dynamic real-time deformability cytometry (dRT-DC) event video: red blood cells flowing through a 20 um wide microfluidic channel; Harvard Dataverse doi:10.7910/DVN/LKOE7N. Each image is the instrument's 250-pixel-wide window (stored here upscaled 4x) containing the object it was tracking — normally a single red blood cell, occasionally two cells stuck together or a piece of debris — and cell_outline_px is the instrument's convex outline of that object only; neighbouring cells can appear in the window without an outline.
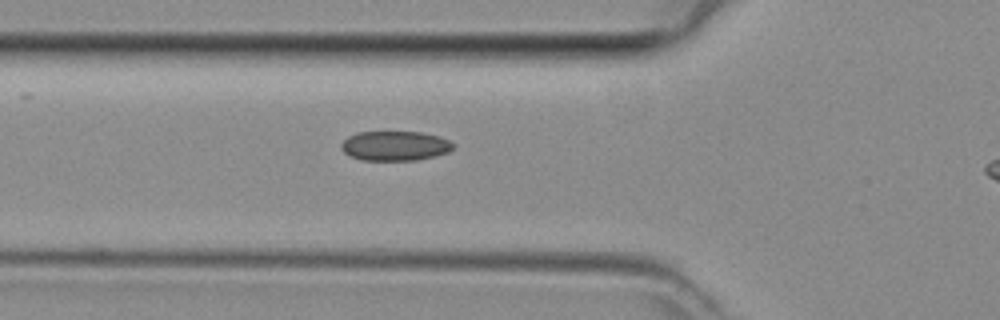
{"species": "common noctule bat (a hibernating species)", "species_latin": "Nyctalus noctula", "temperature_condition": "room temperature", "stored_images_in_passage": 28, "camera_frame_rate_fps": 3000, "um_per_image_px": 0.085, "animal": {"sex": "female", "body_mass_g": 29.2, "forearm_length_mm": 56.3}, "frame": {"image": 1, "passage_image": 2, "time_ms": 0.333, "image_size_px": [1000, 320], "cell_outline_px": [[456, 144], [448, 152], [416, 160], [360, 160], [348, 156], [340, 148], [340, 144], [348, 136], [356, 132], [424, 132], [440, 136]], "centroid_in_image_um": [33.54, 12.39], "position_along_channel_um": 92.3, "area_um2": 19.48}}
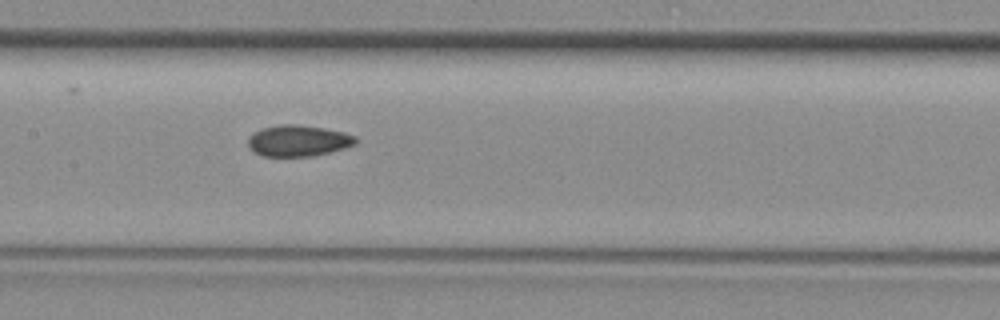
{"frame": {"image": 2, "passage_image": 8, "time_ms": 2.333, "image_size_px": [1000, 320], "cell_outline_px": [[356, 144], [344, 148], [328, 152], [308, 156], [264, 156], [256, 152], [248, 144], [248, 140], [256, 132], [264, 128], [280, 124], [296, 124], [344, 132], [356, 136]], "centroid_in_image_um": [25.38, 11.96], "position_along_channel_um": 182.0, "area_um2": 19.02}}
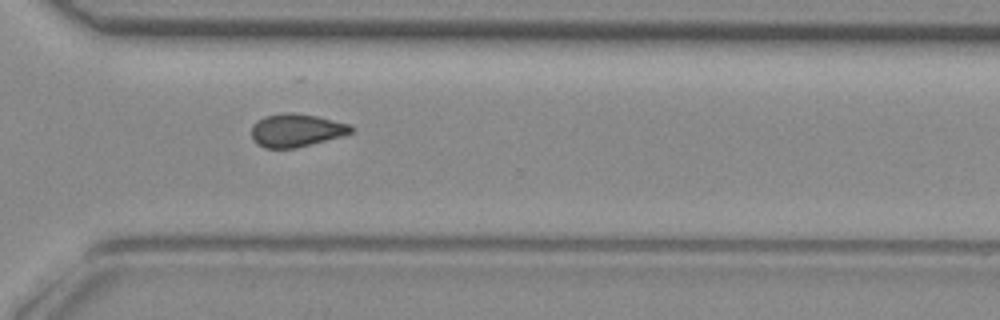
{"frame": {"image": 3, "passage_image": 19, "time_ms": 6.0, "image_size_px": [1000, 320], "cell_outline_px": [[352, 132], [340, 136], [296, 148], [264, 148], [256, 144], [252, 140], [252, 124], [256, 120], [264, 116], [284, 112], [292, 112], [316, 116], [348, 124], [352, 128]], "centroid_in_image_um": [25.09, 11.07], "position_along_channel_um": 345.5, "area_um2": 19.07}}